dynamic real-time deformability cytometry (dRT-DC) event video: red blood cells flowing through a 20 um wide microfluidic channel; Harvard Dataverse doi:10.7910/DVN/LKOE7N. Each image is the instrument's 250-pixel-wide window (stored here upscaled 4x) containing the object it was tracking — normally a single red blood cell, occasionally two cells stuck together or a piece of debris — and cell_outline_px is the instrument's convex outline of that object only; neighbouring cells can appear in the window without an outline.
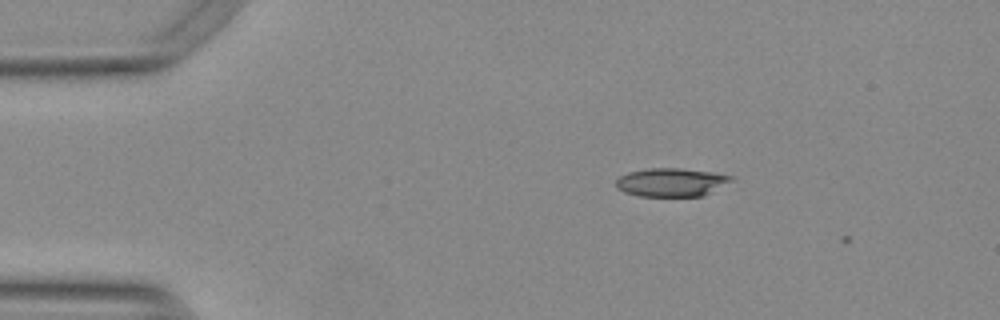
{"species": "Egyptian fruit bat (a non-hibernating species)", "species_latin": "Rousettus aegyptiacus", "temperature_condition": "warm", "stored_images_in_passage": 5, "camera_frame_rate_fps": 3000, "um_per_image_px": 0.085, "animal": {"sex": "female"}, "frame": {"image": 1, "passage_image": 4, "time_ms": 1.0, "image_size_px": [1000, 320], "cell_outline_px": [[732, 180], [704, 196], [640, 196], [624, 192], [616, 188], [616, 180], [620, 176], [628, 172], [648, 168], [680, 168], [708, 172], [732, 176]], "centroid_in_image_um": [57.0, 15.5], "position_along_channel_um": 28.0, "area_um2": 18.9}}